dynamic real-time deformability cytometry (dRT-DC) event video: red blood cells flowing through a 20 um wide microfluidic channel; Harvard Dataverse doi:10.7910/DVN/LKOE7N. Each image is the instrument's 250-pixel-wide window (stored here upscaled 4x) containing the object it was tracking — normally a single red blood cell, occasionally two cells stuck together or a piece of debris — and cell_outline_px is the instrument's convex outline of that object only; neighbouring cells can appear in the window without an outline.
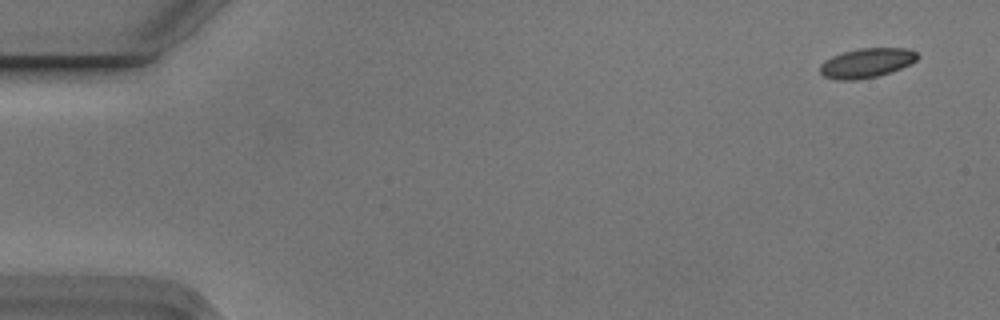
{"species": "Egyptian fruit bat (a non-hibernating species)", "species_latin": "Rousettus aegyptiacus", "temperature_condition": "cold", "stored_images_in_passage": 4, "camera_frame_rate_fps": 3000, "um_per_image_px": 0.085, "animal": {"sex": "male"}, "frame": {"image": 1, "passage_image": 1, "time_ms": 0.0, "image_size_px": [1000, 320], "cell_outline_px": [[920, 56], [916, 60], [892, 72], [876, 76], [856, 80], [836, 80], [824, 76], [820, 72], [820, 64], [824, 60], [832, 56], [844, 52], [860, 48], [908, 48], [916, 52]], "centroid_in_image_um": [73.65, 5.35], "position_along_channel_um": 11.4, "area_um2": 16.7}}
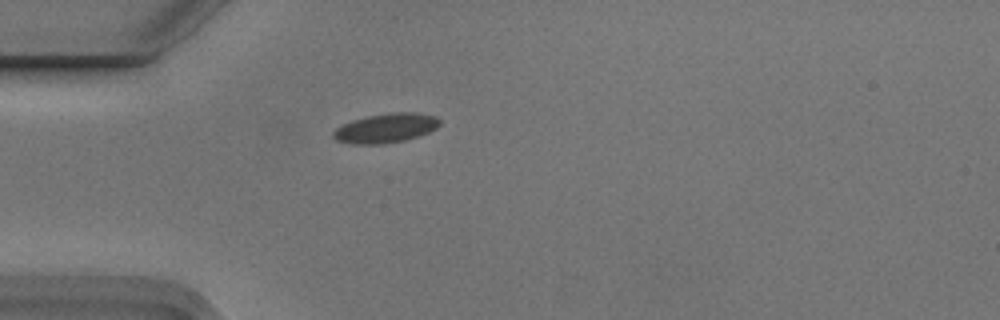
{"frame": {"image": 2, "passage_image": 4, "time_ms": 1.0, "image_size_px": [1000, 320], "cell_outline_px": [[440, 124], [436, 128], [428, 132], [404, 140], [380, 144], [352, 144], [336, 140], [332, 136], [332, 132], [336, 128], [352, 120], [368, 116], [392, 112], [416, 112], [436, 116], [440, 120]], "centroid_in_image_um": [32.78, 10.88], "position_along_channel_um": 52.2, "area_um2": 18.09}}